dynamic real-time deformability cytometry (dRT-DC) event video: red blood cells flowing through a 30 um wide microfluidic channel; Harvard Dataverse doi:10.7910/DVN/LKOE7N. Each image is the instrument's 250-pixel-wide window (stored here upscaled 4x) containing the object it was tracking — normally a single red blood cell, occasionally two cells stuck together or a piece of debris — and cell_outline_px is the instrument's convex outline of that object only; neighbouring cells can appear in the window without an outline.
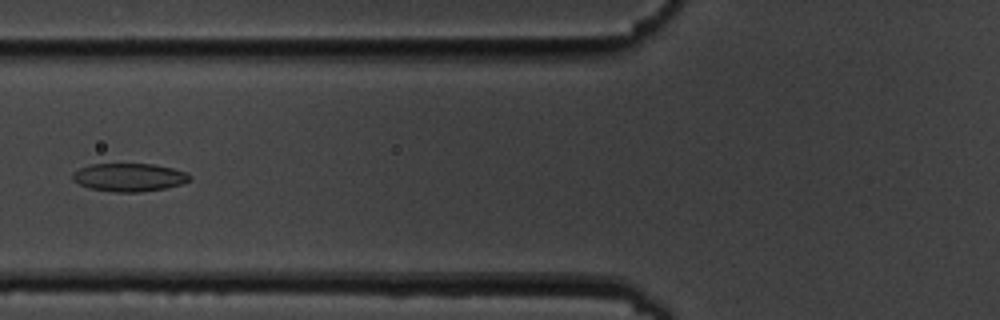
{"species": "common noctule bat (a hibernating species)", "species_latin": "Nyctalus noctula", "temperature_condition": "cold", "stored_images_in_passage": 2, "camera_frame_rate_fps": 3000, "um_per_image_px": 0.085, "animal": {"sex": "male", "body_mass_g": 19.5, "forearm_length_mm": 54.6}, "frame": {"image": 1, "passage_image": 2, "time_ms": 1.0, "image_size_px": [1000, 320], "cell_outline_px": [[192, 176], [188, 180], [180, 184], [164, 188], [140, 192], [116, 192], [88, 188], [72, 180], [72, 172], [80, 168], [92, 164], [152, 164], [172, 168], [188, 172]], "centroid_in_image_um": [10.96, 15.07], "position_along_channel_um": 114.8, "area_um2": 19.13}}